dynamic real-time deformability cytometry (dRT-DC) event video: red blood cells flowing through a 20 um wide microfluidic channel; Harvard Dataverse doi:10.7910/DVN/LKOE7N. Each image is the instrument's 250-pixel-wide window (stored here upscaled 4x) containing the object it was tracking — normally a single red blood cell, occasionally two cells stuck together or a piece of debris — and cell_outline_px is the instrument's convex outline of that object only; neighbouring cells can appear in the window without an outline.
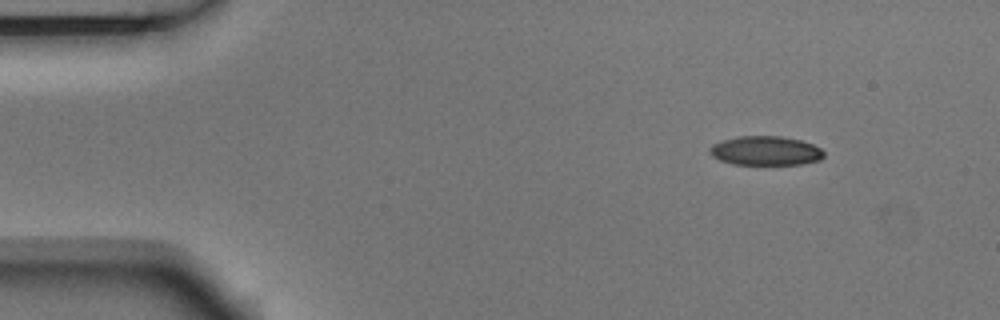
{"species": "Egyptian fruit bat (a non-hibernating species)", "species_latin": "Rousettus aegyptiacus", "temperature_condition": "room temperature", "stored_images_in_passage": 9, "camera_frame_rate_fps": 3000, "um_per_image_px": 0.085, "animal": {"sex": "male"}, "frame": {"image": 1, "passage_image": 1, "time_ms": 0.0, "image_size_px": [1000, 320], "cell_outline_px": [[824, 156], [820, 160], [800, 164], [732, 164], [720, 160], [712, 156], [708, 152], [708, 148], [712, 144], [720, 140], [736, 136], [780, 136], [800, 140], [812, 144], [820, 148], [824, 152]], "centroid_in_image_um": [65.02, 12.8], "position_along_channel_um": 20.0, "area_um2": 19.54}}
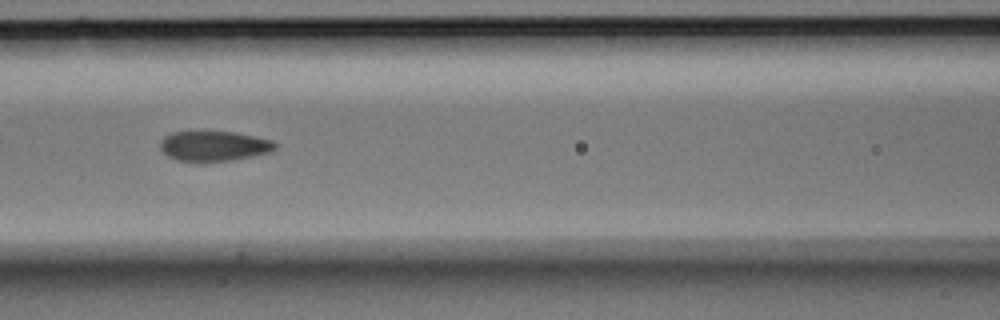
{"frame": {"image": 2, "passage_image": 6, "time_ms": 1.667, "image_size_px": [1000, 320], "cell_outline_px": [[276, 148], [272, 152], [232, 160], [200, 164], [176, 160], [168, 156], [160, 148], [160, 140], [164, 136], [172, 132], [236, 132], [256, 136], [272, 140], [276, 144]], "centroid_in_image_um": [18.17, 12.44], "position_along_channel_um": 148.4, "area_um2": 20.69}}
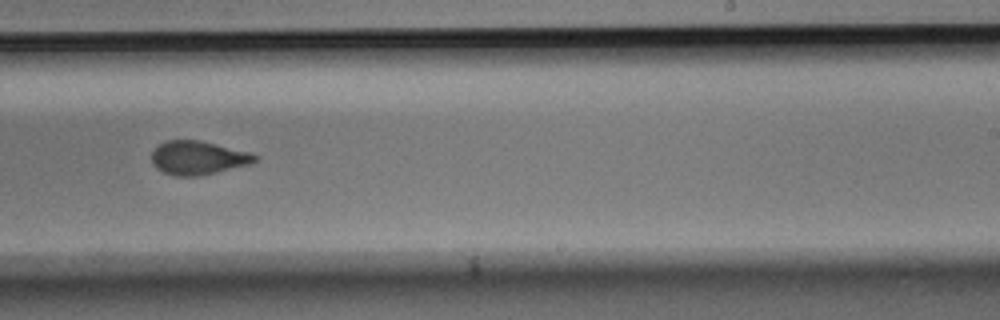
{"frame": {"image": 3, "passage_image": 9, "time_ms": 2.667, "image_size_px": [1000, 320], "cell_outline_px": [[260, 156], [256, 160], [248, 164], [200, 176], [176, 176], [164, 172], [156, 168], [152, 164], [152, 152], [160, 144], [168, 140], [200, 140], [248, 152]], "centroid_in_image_um": [16.81, 13.41], "position_along_channel_um": 272.2, "area_um2": 20.0}}